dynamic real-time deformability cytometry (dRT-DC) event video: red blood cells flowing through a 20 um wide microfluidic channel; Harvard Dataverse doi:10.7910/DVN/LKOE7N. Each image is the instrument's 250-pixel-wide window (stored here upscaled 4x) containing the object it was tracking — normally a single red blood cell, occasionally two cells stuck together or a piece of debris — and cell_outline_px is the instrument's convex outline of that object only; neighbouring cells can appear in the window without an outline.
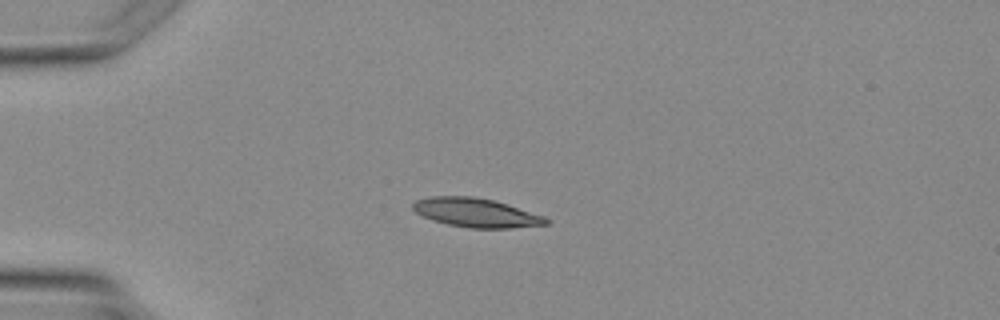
{"species": "Egyptian fruit bat (a non-hibernating species)", "species_latin": "Rousettus aegyptiacus", "temperature_condition": "warm", "stored_images_in_passage": 2, "camera_frame_rate_fps": 3000, "um_per_image_px": 0.085, "animal": {"sex": "female"}, "frame": {"image": 1, "passage_image": 2, "time_ms": 1.0, "image_size_px": [1000, 320], "cell_outline_px": [[552, 220], [548, 224], [512, 228], [472, 228], [448, 224], [432, 220], [416, 212], [412, 208], [412, 204], [416, 200], [428, 196], [476, 196], [508, 204], [544, 216]], "centroid_in_image_um": [40.48, 18.07], "position_along_channel_um": 44.5, "area_um2": 22.54}}